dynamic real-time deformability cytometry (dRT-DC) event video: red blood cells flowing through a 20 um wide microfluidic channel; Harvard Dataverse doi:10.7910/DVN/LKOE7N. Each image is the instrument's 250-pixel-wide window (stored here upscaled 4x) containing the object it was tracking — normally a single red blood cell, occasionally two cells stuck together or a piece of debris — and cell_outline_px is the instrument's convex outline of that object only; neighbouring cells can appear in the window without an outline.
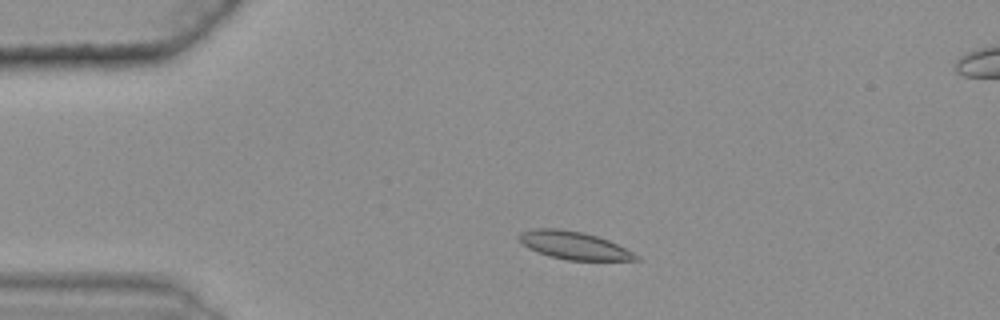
{"species": "common noctule bat (a hibernating species)", "species_latin": "Nyctalus noctula", "temperature_condition": "warm", "stored_images_in_passage": 41, "camera_frame_rate_fps": 3000, "um_per_image_px": 0.085, "animal": {"sex": "female", "body_mass_g": 25.1}, "frame": {"image": 1, "passage_image": 7, "time_ms": 2.0, "image_size_px": [1000, 320], "cell_outline_px": [[644, 260], [568, 260], [548, 256], [528, 248], [516, 236], [520, 232], [532, 228], [560, 228], [584, 232], [608, 240], [640, 256]], "centroid_in_image_um": [48.76, 20.85], "position_along_channel_um": 36.2, "area_um2": 19.02}}
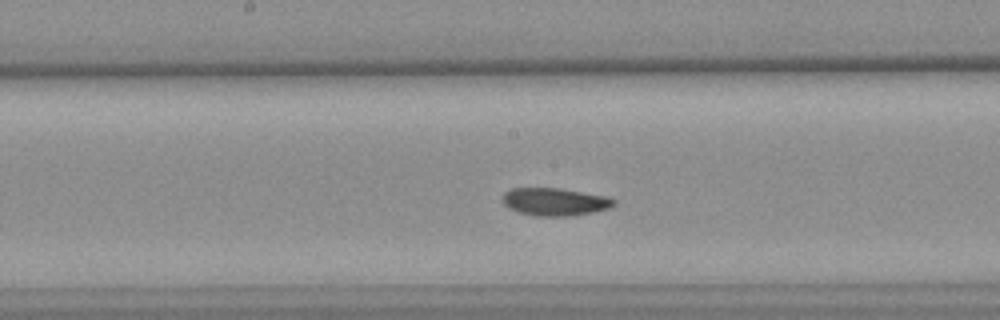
{"frame": {"image": 2, "passage_image": 24, "time_ms": 7.667, "image_size_px": [1000, 320], "cell_outline_px": [[616, 204], [608, 208], [592, 212], [572, 216], [536, 216], [516, 212], [508, 208], [500, 200], [504, 192], [512, 188], [560, 188], [604, 196], [616, 200]], "centroid_in_image_um": [47.1, 17.15], "position_along_channel_um": 201.1, "area_um2": 18.09}}
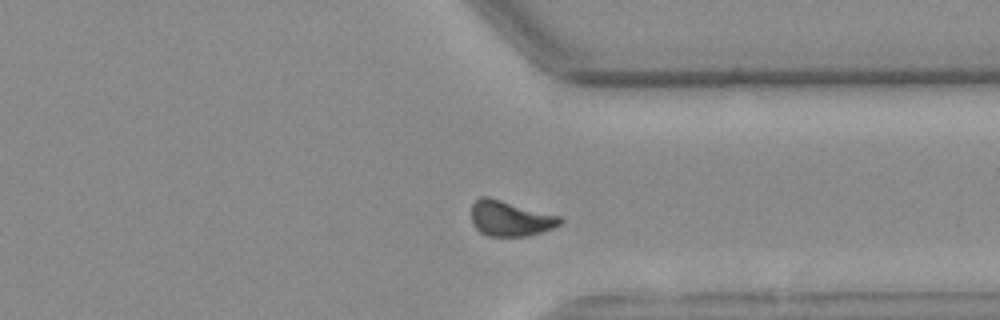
{"frame": {"image": 3, "passage_image": 38, "time_ms": 12.333, "image_size_px": [1000, 320], "cell_outline_px": [[564, 220], [560, 224], [552, 228], [540, 232], [524, 236], [488, 236], [480, 232], [476, 228], [472, 220], [472, 204], [480, 196], [488, 196], [560, 216]], "centroid_in_image_um": [43.36, 18.56], "position_along_channel_um": 368.0, "area_um2": 18.15}, "authors_computed_cell_mechanics": {"area_um2": 18.3804, "velocity_mm_per_s": 3.5803, "shape_relaxation_time_tau1_ms": 5.5497, "shape_relaxation_time_tau2_ms": 5.4737, "deformation_change_tau1": 0.1183, "deformation_change_tau2": 0.0811}}